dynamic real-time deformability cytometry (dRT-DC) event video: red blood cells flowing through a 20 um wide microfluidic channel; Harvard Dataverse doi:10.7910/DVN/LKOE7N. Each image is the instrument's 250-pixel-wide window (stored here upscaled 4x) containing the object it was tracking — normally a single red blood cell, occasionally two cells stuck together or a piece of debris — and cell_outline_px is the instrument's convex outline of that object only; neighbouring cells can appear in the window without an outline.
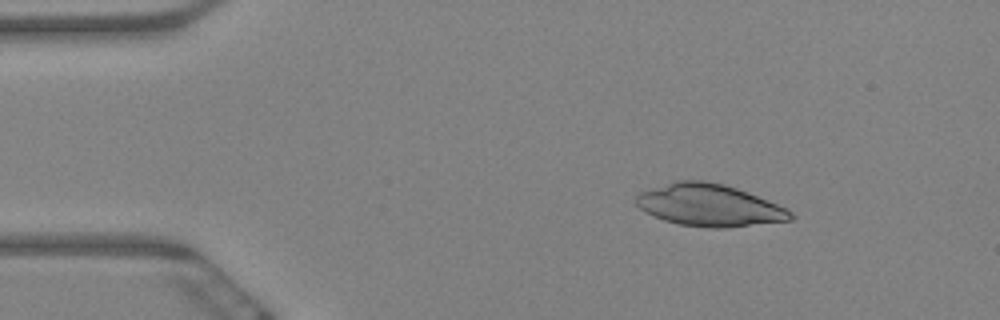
{"species": "Egyptian fruit bat (a non-hibernating species)", "species_latin": "Rousettus aegyptiacus", "temperature_condition": "warm", "stored_images_in_passage": 53, "camera_frame_rate_fps": 3000, "um_per_image_px": 0.085, "animal": {"sex": "female"}, "frame": {"image": 1, "passage_image": 1, "time_ms": 0.0, "image_size_px": [1000, 320], "cell_outline_px": [[796, 216], [792, 220], [728, 228], [708, 228], [680, 224], [664, 220], [644, 212], [636, 204], [636, 196], [640, 192], [672, 180], [704, 180], [724, 184], [748, 192], [788, 208]], "centroid_in_image_um": [60.31, 17.44], "position_along_channel_um": 24.7, "area_um2": 38.26}}
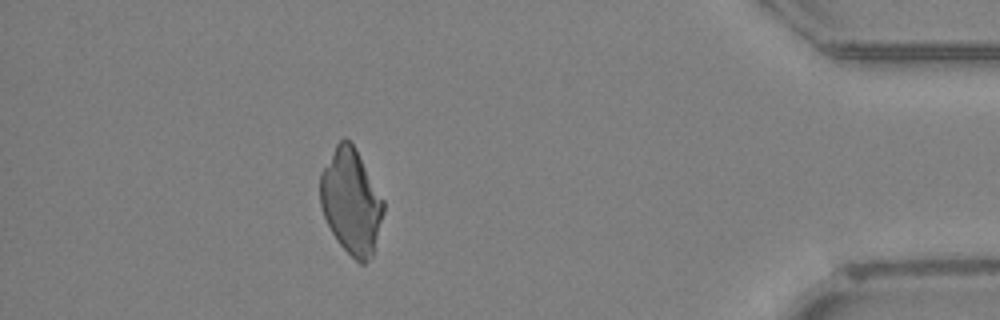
{"frame": {"image": 2, "passage_image": 46, "time_ms": 15.0, "image_size_px": [1000, 320], "cell_outline_px": [[384, 212], [372, 256], [364, 264], [360, 264], [340, 244], [332, 232], [324, 216], [320, 204], [320, 172], [336, 144], [344, 136], [356, 148], [384, 200]], "centroid_in_image_um": [29.84, 17.1], "position_along_channel_um": 405.4, "area_um2": 38.55}}